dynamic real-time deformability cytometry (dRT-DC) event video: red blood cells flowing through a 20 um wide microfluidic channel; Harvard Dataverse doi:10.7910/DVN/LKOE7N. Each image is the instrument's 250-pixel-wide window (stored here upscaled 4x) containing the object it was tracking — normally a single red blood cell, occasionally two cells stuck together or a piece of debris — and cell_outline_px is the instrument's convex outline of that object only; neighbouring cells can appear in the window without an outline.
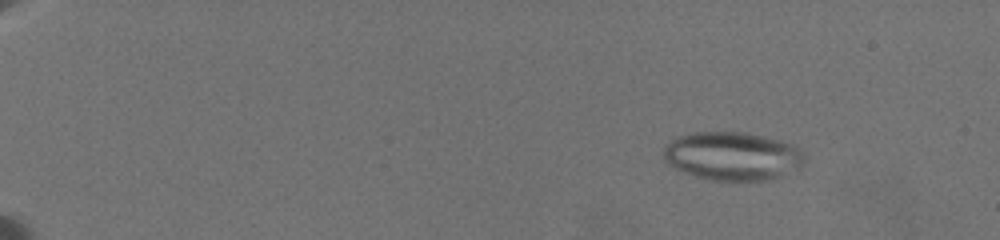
{"species": "common noctule bat (a hibernating species)", "species_latin": "Nyctalus noctula", "temperature_condition": "warm", "stored_images_in_passage": 56, "camera_frame_rate_fps": 3000, "um_per_image_px": 0.085, "animal": {"sex": "female", "body_mass_g": 19.5, "forearm_length_mm": 54.1}, "frame": {"image": 1, "passage_image": 12, "time_ms": 3.0, "image_size_px": [1000, 240], "cell_outline_px": [[804, 164], [772, 180], [708, 180], [672, 168], [664, 160], [664, 148], [676, 136], [692, 132], [748, 132], [780, 140], [792, 144], [804, 152]], "centroid_in_image_um": [62.24, 13.26], "position_along_channel_um": 22.8, "area_um2": 39.94}}
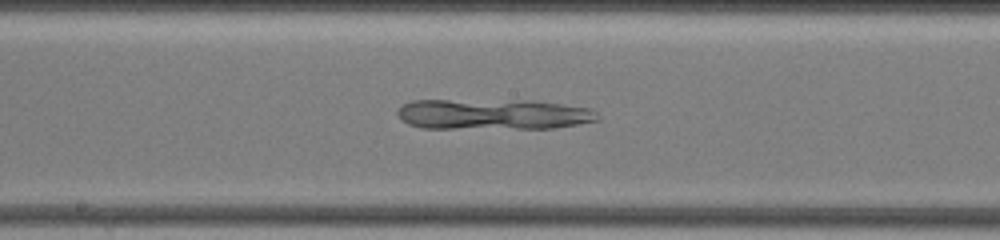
{"frame": {"image": 2, "passage_image": 39, "time_ms": 12.333, "image_size_px": [1000, 240], "cell_outline_px": [[600, 120], [556, 128], [420, 128], [408, 124], [396, 112], [404, 104], [412, 100], [532, 100], [592, 108], [600, 116]], "centroid_in_image_um": [41.97, 9.71], "position_along_channel_um": 206.2, "area_um2": 35.95}}
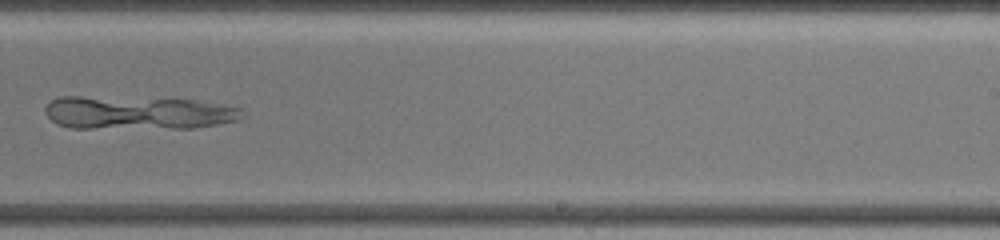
{"frame": {"image": 3, "passage_image": 43, "time_ms": 14.333, "image_size_px": [1000, 240], "cell_outline_px": [[248, 116], [240, 120], [196, 128], [72, 128], [56, 124], [44, 112], [44, 108], [52, 100], [60, 96], [80, 96], [196, 100], [224, 104], [244, 108]], "centroid_in_image_um": [11.82, 9.59], "position_along_channel_um": 277.2, "area_um2": 38.84}}